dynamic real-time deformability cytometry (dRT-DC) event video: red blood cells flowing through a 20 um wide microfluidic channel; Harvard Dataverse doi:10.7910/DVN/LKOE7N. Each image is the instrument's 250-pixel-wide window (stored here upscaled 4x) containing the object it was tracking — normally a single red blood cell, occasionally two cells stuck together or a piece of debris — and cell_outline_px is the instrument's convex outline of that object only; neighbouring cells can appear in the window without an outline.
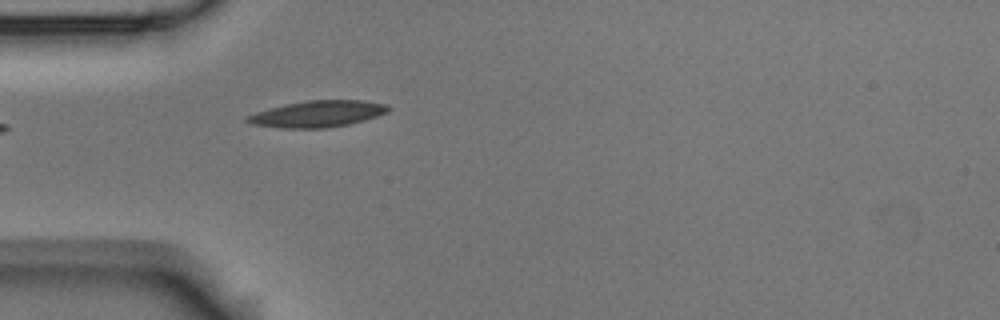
{"species": "Egyptian fruit bat (a non-hibernating species)", "species_latin": "Rousettus aegyptiacus", "temperature_condition": "room temperature", "stored_images_in_passage": 5, "camera_frame_rate_fps": 3000, "um_per_image_px": 0.085, "animal": {"sex": "male"}, "frame": {"image": 1, "passage_image": 5, "time_ms": 1.333, "image_size_px": [1000, 320], "cell_outline_px": [[392, 108], [388, 112], [364, 120], [348, 124], [328, 128], [280, 128], [252, 124], [244, 120], [244, 116], [256, 112], [284, 104], [308, 100], [364, 100], [388, 104]], "centroid_in_image_um": [27.0, 9.67], "position_along_channel_um": 58.0, "area_um2": 21.91}}